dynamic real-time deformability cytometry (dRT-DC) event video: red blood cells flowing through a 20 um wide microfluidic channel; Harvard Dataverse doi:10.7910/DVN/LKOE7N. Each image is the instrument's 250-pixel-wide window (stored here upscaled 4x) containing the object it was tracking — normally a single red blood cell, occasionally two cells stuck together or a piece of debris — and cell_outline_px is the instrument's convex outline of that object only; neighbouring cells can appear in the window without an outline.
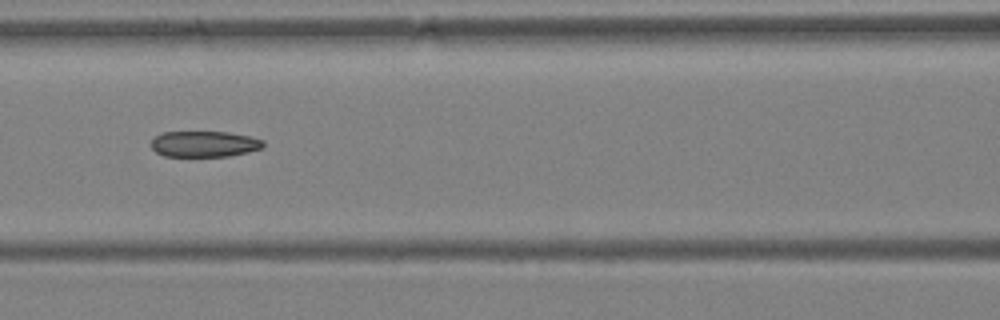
{"species": "Egyptian fruit bat (a non-hibernating species)", "species_latin": "Rousettus aegyptiacus", "temperature_condition": "warm", "stored_images_in_passage": 5, "camera_frame_rate_fps": 3000, "um_per_image_px": 0.085, "animal": {"sex": "female"}, "frame": {"image": 1, "passage_image": 4, "time_ms": 1.0, "image_size_px": [1000, 320], "cell_outline_px": [[264, 148], [248, 152], [228, 156], [164, 156], [156, 152], [152, 148], [152, 140], [160, 132], [228, 132], [248, 136], [264, 140]], "centroid_in_image_um": [17.38, 12.24], "position_along_channel_um": 149.2, "area_um2": 16.94}}
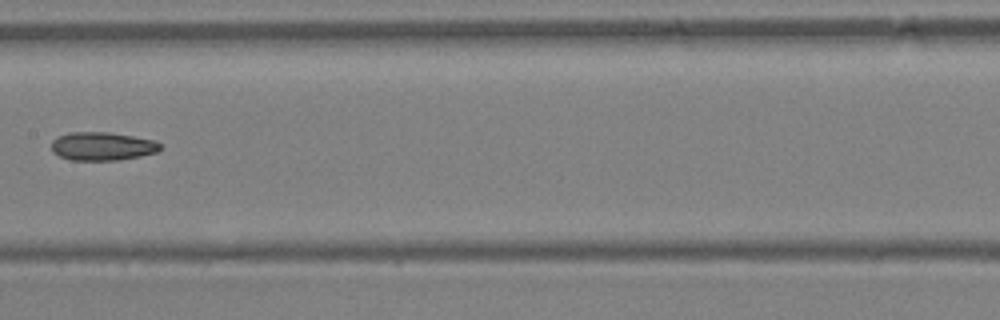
{"frame": {"image": 2, "passage_image": 5, "time_ms": 1.333, "image_size_px": [1000, 320], "cell_outline_px": [[164, 148], [156, 152], [140, 156], [120, 160], [72, 160], [60, 156], [52, 152], [52, 140], [68, 132], [108, 132], [156, 140]], "centroid_in_image_um": [8.72, 12.43], "position_along_channel_um": 198.7, "area_um2": 18.03}}